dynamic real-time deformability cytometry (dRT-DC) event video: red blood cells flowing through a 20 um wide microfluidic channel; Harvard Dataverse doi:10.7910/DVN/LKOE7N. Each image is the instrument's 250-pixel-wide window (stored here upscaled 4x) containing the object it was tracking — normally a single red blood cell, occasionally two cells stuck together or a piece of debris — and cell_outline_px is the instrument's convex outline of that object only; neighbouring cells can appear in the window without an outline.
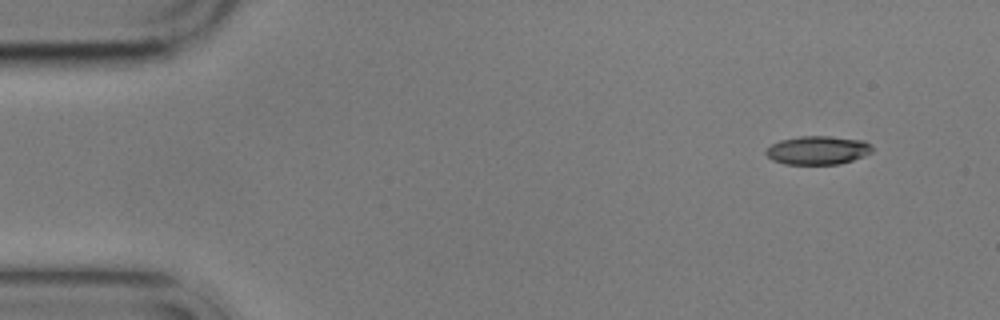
{"species": "common noctule bat (a hibernating species)", "species_latin": "Nyctalus noctula", "temperature_condition": "cold", "stored_images_in_passage": 4, "camera_frame_rate_fps": 3000, "um_per_image_px": 0.085, "animal": {"sex": "male", "body_mass_g": 17.9}, "frame": {"image": 1, "passage_image": 1, "time_ms": 0.0, "image_size_px": [1000, 320], "cell_outline_px": [[872, 152], [864, 156], [840, 164], [784, 164], [772, 160], [764, 152], [772, 144], [780, 140], [800, 136], [828, 136], [864, 140], [872, 148]], "centroid_in_image_um": [69.5, 12.77], "position_along_channel_um": 15.5, "area_um2": 17.63}}
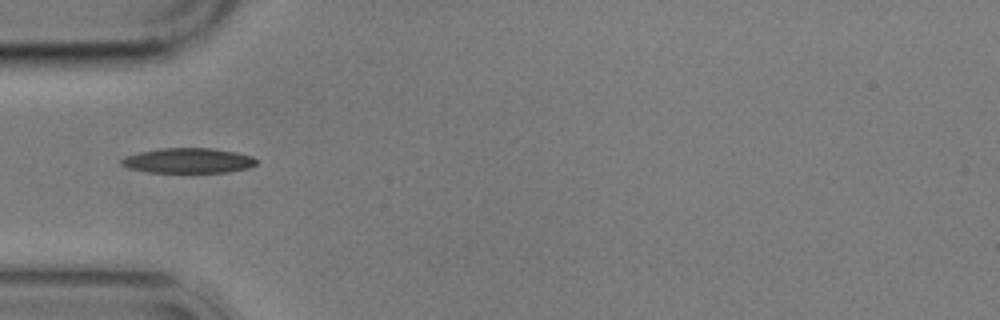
{"frame": {"image": 2, "passage_image": 4, "time_ms": 4.333, "image_size_px": [1000, 320], "cell_outline_px": [[256, 164], [248, 168], [228, 172], [148, 172], [128, 168], [120, 164], [120, 160], [124, 156], [140, 152], [160, 148], [212, 148], [236, 152], [252, 156], [256, 160]], "centroid_in_image_um": [15.97, 13.65], "position_along_channel_um": 69.0, "area_um2": 19.71}}